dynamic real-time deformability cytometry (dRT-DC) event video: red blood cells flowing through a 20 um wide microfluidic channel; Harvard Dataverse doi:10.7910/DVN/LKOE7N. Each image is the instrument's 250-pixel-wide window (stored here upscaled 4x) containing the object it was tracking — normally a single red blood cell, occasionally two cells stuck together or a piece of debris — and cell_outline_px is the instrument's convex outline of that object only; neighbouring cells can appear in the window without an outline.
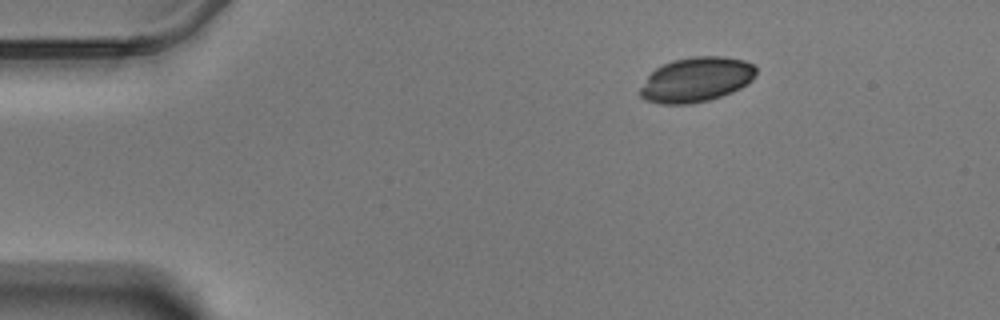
{"species": "Egyptian fruit bat (a non-hibernating species)", "species_latin": "Rousettus aegyptiacus", "temperature_condition": "warm", "stored_images_in_passage": 50, "camera_frame_rate_fps": 3000, "um_per_image_px": 0.085, "animal": {"sex": "male"}, "frame": {"image": 1, "passage_image": 1, "time_ms": 0.0, "image_size_px": [1000, 320], "cell_outline_px": [[756, 72], [752, 80], [748, 84], [732, 92], [708, 100], [688, 104], [660, 104], [644, 100], [640, 96], [640, 88], [648, 76], [656, 68], [672, 60], [692, 56], [724, 56], [744, 60], [752, 64], [756, 68]], "centroid_in_image_um": [59.18, 6.76], "position_along_channel_um": 25.8, "area_um2": 30.29}}
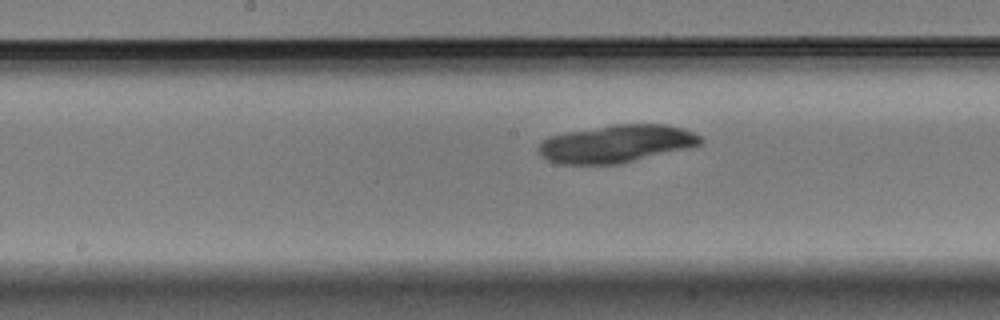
{"frame": {"image": 2, "passage_image": 22, "time_ms": 7.0, "image_size_px": [1000, 320], "cell_outline_px": [[704, 140], [700, 144], [688, 148], [616, 164], [556, 164], [548, 160], [540, 152], [540, 144], [544, 140], [552, 136], [568, 132], [612, 124], [668, 124], [684, 128], [700, 136]], "centroid_in_image_um": [52.43, 12.21], "position_along_channel_um": 195.8, "area_um2": 35.14}}
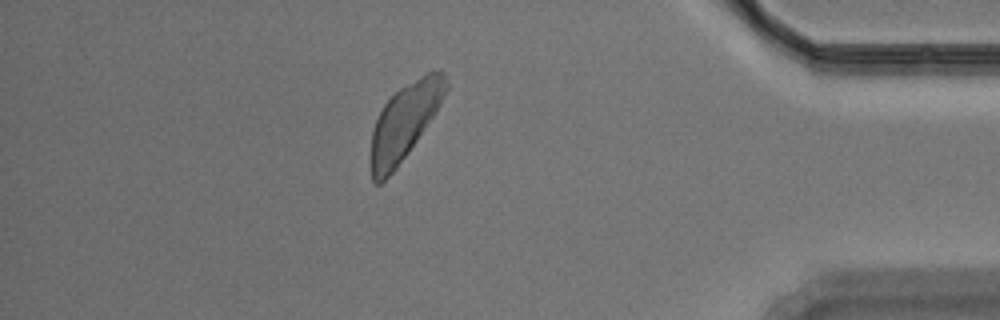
{"frame": {"image": 3, "passage_image": 43, "time_ms": 14.0, "image_size_px": [1000, 320], "cell_outline_px": [[448, 88], [440, 104], [408, 152], [396, 168], [380, 184], [376, 184], [372, 180], [372, 132], [376, 120], [384, 104], [400, 88], [420, 76], [428, 72], [440, 68], [444, 72], [448, 84]], "centroid_in_image_um": [34.4, 10.31], "position_along_channel_um": 400.8, "area_um2": 32.25}}